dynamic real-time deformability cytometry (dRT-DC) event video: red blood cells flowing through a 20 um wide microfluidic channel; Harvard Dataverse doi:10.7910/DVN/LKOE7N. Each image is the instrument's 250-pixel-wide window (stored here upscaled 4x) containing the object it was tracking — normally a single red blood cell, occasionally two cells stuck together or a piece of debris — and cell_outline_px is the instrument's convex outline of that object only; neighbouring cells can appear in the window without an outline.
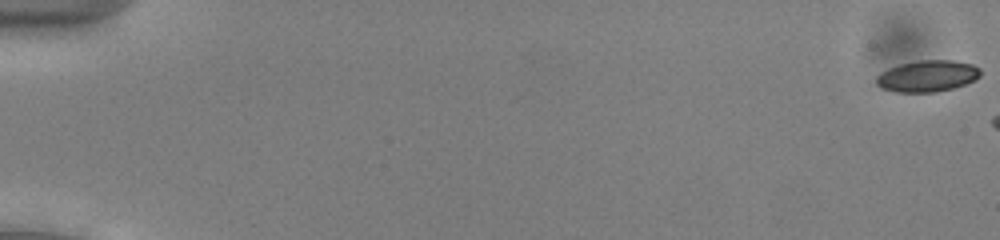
{"species": "common noctule bat (a hibernating species)", "species_latin": "Nyctalus noctula", "temperature_condition": "cold", "stored_images_in_passage": 7, "camera_frame_rate_fps": 3000, "um_per_image_px": 0.085, "animal": {"sex": "male", "body_mass_g": 13.0, "forearm_length_mm": 53.1}, "frame": {"image": 1, "passage_image": 1, "time_ms": 0.0, "image_size_px": [1000, 240], "cell_outline_px": [[980, 76], [976, 80], [952, 88], [936, 92], [896, 92], [884, 88], [876, 84], [876, 76], [880, 72], [888, 68], [900, 64], [920, 60], [952, 60], [972, 64], [980, 68]], "centroid_in_image_um": [78.83, 6.46], "position_along_channel_um": 6.2, "area_um2": 19.07}}